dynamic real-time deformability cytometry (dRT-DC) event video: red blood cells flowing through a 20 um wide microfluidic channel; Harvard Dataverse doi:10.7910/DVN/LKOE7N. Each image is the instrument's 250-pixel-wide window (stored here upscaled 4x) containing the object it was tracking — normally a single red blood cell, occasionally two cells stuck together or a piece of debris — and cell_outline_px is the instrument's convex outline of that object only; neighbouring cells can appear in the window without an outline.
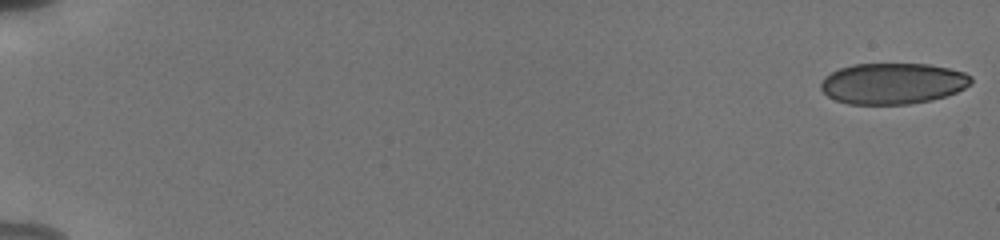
{"species": "human", "species_latin": "Homo sapiens", "temperature_condition": "cold", "stored_images_in_passage": 88, "camera_frame_rate_fps": 3000, "um_per_image_px": 0.085, "donor": {"sex": "male"}, "frame": {"image": 1, "passage_image": 1, "time_ms": 0.0, "image_size_px": [1000, 240], "cell_outline_px": [[972, 80], [964, 88], [956, 92], [932, 100], [908, 104], [848, 104], [836, 100], [828, 96], [820, 88], [820, 84], [824, 76], [840, 68], [852, 64], [928, 64], [948, 68], [964, 72], [972, 76]], "centroid_in_image_um": [75.86, 7.09], "position_along_channel_um": 9.1, "area_um2": 35.89}}
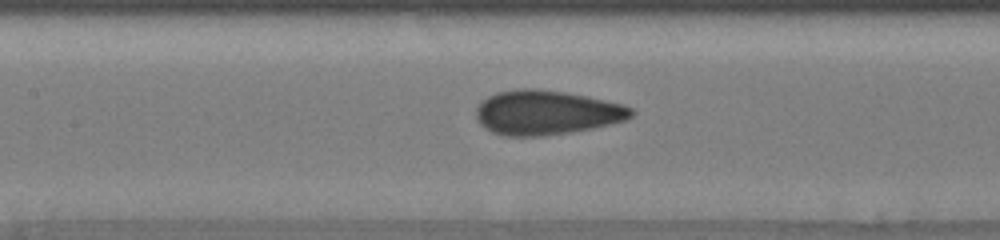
{"frame": {"image": 2, "passage_image": 44, "time_ms": 9.0, "image_size_px": [1000, 240], "cell_outline_px": [[636, 112], [632, 116], [624, 120], [592, 128], [544, 136], [504, 136], [492, 132], [484, 128], [476, 120], [476, 108], [488, 96], [496, 92], [520, 88], [536, 88], [564, 92], [588, 96], [624, 104], [632, 108]], "centroid_in_image_um": [46.43, 9.56], "position_along_channel_um": 161.0, "area_um2": 40.29}}
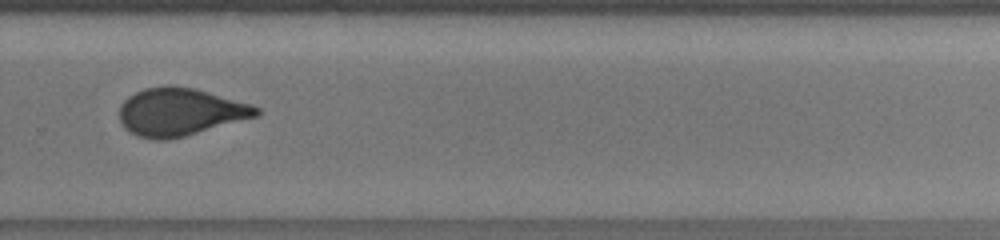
{"frame": {"image": 3, "passage_image": 68, "time_ms": 13.0, "image_size_px": [1000, 240], "cell_outline_px": [[260, 112], [256, 116], [184, 136], [168, 140], [152, 140], [136, 136], [128, 132], [124, 128], [120, 120], [120, 104], [128, 96], [144, 88], [196, 88], [252, 104], [260, 108]], "centroid_in_image_um": [15.28, 9.55], "position_along_channel_um": 314.5, "area_um2": 37.57}, "authors_computed_cell_mechanics": {"area_um2": 38.3792, "velocity_mm_per_s": 3.8563, "shape_relaxation_time_tau1_ms": 8.5373, "shape_relaxation_time_tau2_ms": 0.7376, "deformation_change_tau1": 0.18, "deformation_change_tau2": 0.073}}